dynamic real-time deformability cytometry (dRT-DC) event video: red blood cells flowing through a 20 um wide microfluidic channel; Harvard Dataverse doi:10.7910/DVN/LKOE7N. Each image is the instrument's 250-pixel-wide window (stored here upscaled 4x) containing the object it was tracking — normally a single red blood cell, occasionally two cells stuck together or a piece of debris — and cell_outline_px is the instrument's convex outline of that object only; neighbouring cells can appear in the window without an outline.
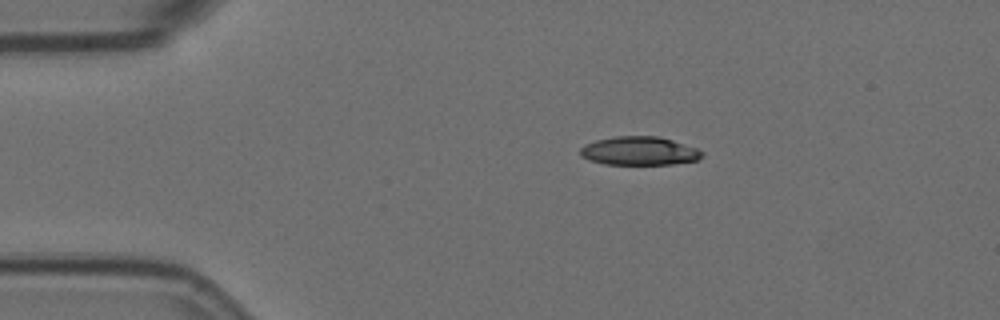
{"species": "Egyptian fruit bat (a non-hibernating species)", "species_latin": "Rousettus aegyptiacus", "temperature_condition": "room temperature", "stored_images_in_passage": 3, "camera_frame_rate_fps": 3000, "um_per_image_px": 0.085, "animal": {"sex": "female"}, "frame": {"image": 1, "passage_image": 1, "time_ms": 0.0, "image_size_px": [1000, 320], "cell_outline_px": [[704, 156], [696, 160], [672, 164], [604, 164], [588, 160], [580, 156], [580, 148], [584, 144], [596, 140], [616, 136], [660, 136], [696, 148], [704, 152]], "centroid_in_image_um": [54.31, 12.83], "position_along_channel_um": 30.7, "area_um2": 20.35}}